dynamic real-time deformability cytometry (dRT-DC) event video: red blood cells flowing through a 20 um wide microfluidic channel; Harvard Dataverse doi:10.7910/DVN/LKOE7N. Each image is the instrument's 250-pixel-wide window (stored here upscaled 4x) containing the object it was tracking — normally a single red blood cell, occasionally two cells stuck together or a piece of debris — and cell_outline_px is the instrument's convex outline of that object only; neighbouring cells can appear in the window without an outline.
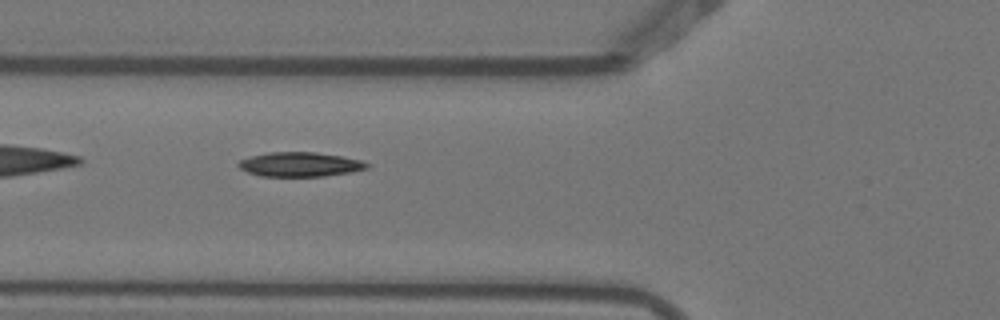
{"species": "Egyptian fruit bat (a non-hibernating species)", "species_latin": "Rousettus aegyptiacus", "temperature_condition": "warm", "stored_images_in_passage": 6, "camera_frame_rate_fps": 3000, "um_per_image_px": 0.085, "animal": {"sex": "female"}, "frame": {"image": 1, "passage_image": 5, "time_ms": 1.333, "image_size_px": [1000, 320], "cell_outline_px": [[368, 168], [348, 172], [324, 176], [260, 176], [248, 172], [240, 168], [236, 164], [240, 160], [252, 156], [268, 152], [316, 152], [340, 156], [360, 160], [368, 164]], "centroid_in_image_um": [25.45, 13.97], "position_along_channel_um": 100.3, "area_um2": 18.03}}
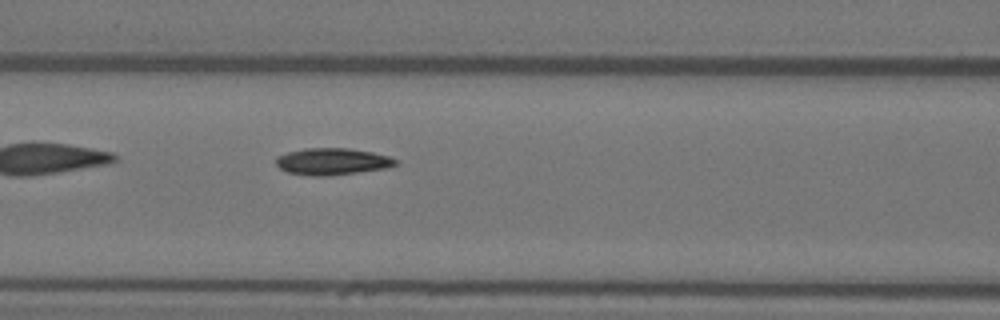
{"frame": {"image": 2, "passage_image": 6, "time_ms": 1.667, "image_size_px": [1000, 320], "cell_outline_px": [[400, 164], [388, 168], [324, 176], [312, 176], [288, 172], [280, 168], [276, 164], [276, 156], [288, 152], [304, 148], [348, 148], [372, 152], [388, 156], [400, 160]], "centroid_in_image_um": [28.28, 13.72], "position_along_channel_um": 138.3, "area_um2": 18.73}}